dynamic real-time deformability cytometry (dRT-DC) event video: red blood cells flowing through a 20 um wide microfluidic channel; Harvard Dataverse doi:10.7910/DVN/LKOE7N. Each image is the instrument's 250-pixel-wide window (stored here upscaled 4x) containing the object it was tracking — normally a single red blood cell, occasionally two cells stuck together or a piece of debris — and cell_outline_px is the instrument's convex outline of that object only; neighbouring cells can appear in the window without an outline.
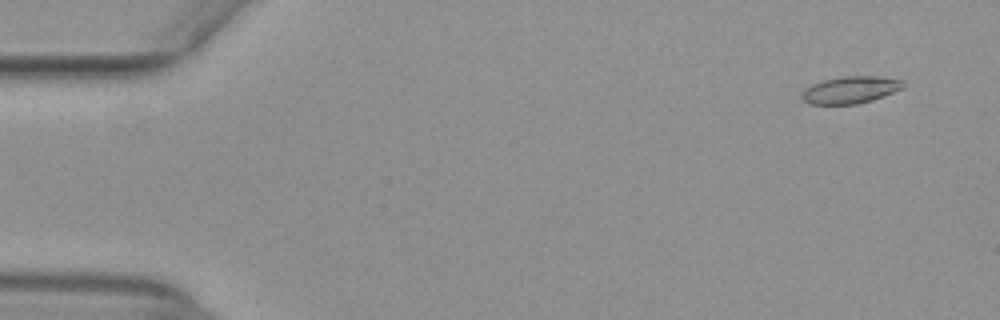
{"species": "common noctule bat (a hibernating species)", "species_latin": "Nyctalus noctula", "temperature_condition": "warm", "stored_images_in_passage": 53, "camera_frame_rate_fps": 3000, "um_per_image_px": 0.085, "animal": {"sex": "female", "body_mass_g": 29.2, "forearm_length_mm": 56.3}, "frame": {"image": 1, "passage_image": 4, "time_ms": 1.0, "image_size_px": [1000, 320], "cell_outline_px": [[908, 84], [904, 88], [872, 100], [856, 104], [808, 104], [800, 96], [804, 88], [812, 84], [824, 80], [844, 76], [876, 76], [904, 80]], "centroid_in_image_um": [72.31, 7.63], "position_along_channel_um": 12.7, "area_um2": 16.13}}
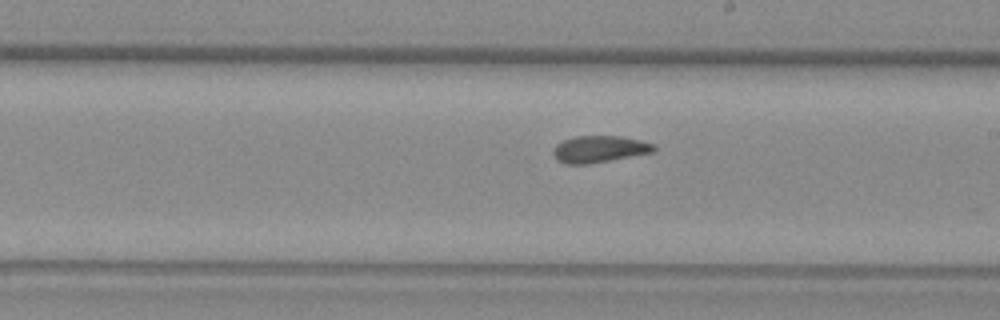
{"frame": {"image": 2, "passage_image": 31, "time_ms": 10.0, "image_size_px": [1000, 320], "cell_outline_px": [[656, 148], [652, 152], [588, 164], [564, 164], [552, 152], [552, 148], [556, 144], [564, 140], [576, 136], [620, 136], [640, 140], [652, 144]], "centroid_in_image_um": [50.91, 12.67], "position_along_channel_um": 238.1, "area_um2": 15.43}}
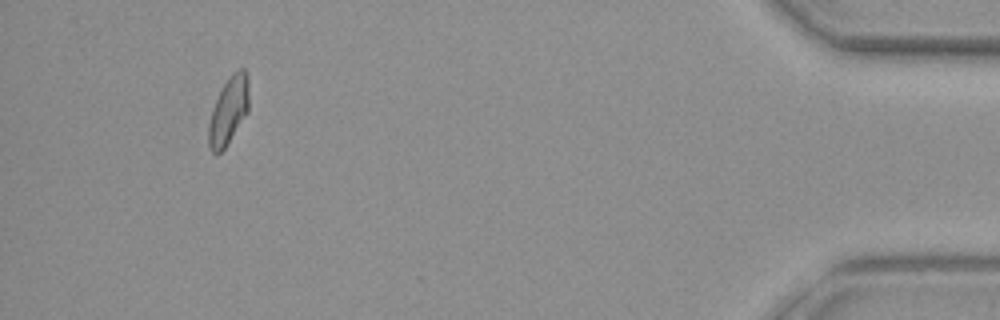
{"frame": {"image": 3, "passage_image": 50, "time_ms": 16.333, "image_size_px": [1000, 320], "cell_outline_px": [[248, 112], [224, 148], [216, 156], [212, 152], [208, 144], [208, 124], [212, 108], [220, 88], [228, 76], [236, 68], [244, 68], [248, 76]], "centroid_in_image_um": [19.41, 9.36], "position_along_channel_um": 415.8, "area_um2": 16.13}, "authors_computed_cell_mechanics": {"area_um2": 15.9528, "velocity_mm_per_s": 3.9449, "shape_relaxation_time_tau1_ms": null, "shape_relaxation_time_tau2_ms": 4.9053, "deformation_change_tau1": null, "deformation_change_tau2": 0.1069}}